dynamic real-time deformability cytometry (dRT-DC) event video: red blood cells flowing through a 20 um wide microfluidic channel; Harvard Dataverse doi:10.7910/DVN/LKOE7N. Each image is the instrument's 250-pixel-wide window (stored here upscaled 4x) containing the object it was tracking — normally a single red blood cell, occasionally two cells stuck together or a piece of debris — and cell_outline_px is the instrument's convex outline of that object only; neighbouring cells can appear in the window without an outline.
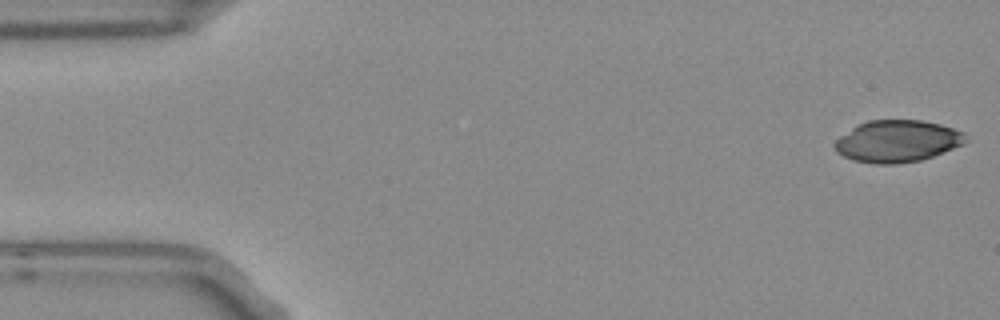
{"species": "Egyptian fruit bat (a non-hibernating species)", "species_latin": "Rousettus aegyptiacus", "temperature_condition": "room temperature", "stored_images_in_passage": 9, "camera_frame_rate_fps": 3000, "um_per_image_px": 0.085, "frame": {"image": 1, "passage_image": 1, "time_ms": 0.0, "image_size_px": [1000, 320], "cell_outline_px": [[964, 144], [932, 156], [920, 160], [896, 164], [876, 164], [852, 160], [836, 152], [832, 144], [840, 136], [856, 124], [868, 120], [920, 120], [940, 124], [964, 132]], "centroid_in_image_um": [76.21, 12.0], "position_along_channel_um": 8.8, "area_um2": 31.96}}